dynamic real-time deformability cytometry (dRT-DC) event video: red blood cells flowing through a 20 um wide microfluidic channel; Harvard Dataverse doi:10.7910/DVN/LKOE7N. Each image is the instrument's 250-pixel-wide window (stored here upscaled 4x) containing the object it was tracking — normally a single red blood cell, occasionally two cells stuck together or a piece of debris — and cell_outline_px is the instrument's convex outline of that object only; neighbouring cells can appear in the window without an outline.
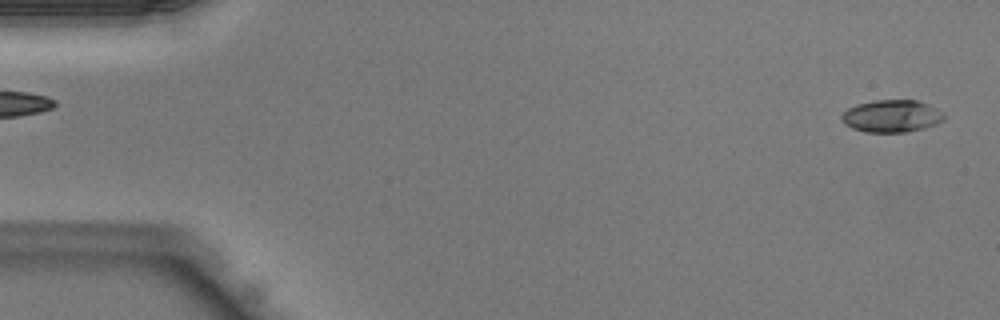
{"species": "Egyptian fruit bat (a non-hibernating species)", "species_latin": "Rousettus aegyptiacus", "temperature_condition": "warm", "stored_images_in_passage": 42, "camera_frame_rate_fps": 3000, "um_per_image_px": 0.085, "animal": {"sex": "male"}, "frame": {"image": 1, "passage_image": 1, "time_ms": 0.0, "image_size_px": [1000, 320], "cell_outline_px": [[944, 120], [936, 124], [924, 128], [904, 132], [864, 132], [852, 128], [844, 124], [840, 116], [848, 108], [856, 104], [872, 100], [916, 100], [928, 104], [936, 108], [944, 116]], "centroid_in_image_um": [75.76, 9.86], "position_along_channel_um": 9.2, "area_um2": 19.31}}
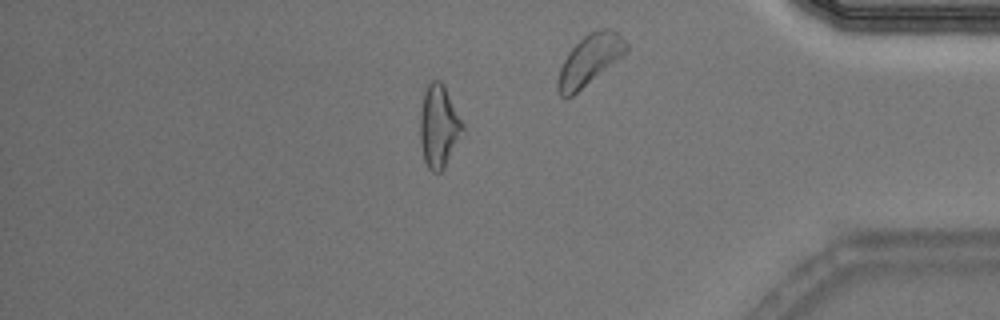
{"frame": {"image": 2, "passage_image": 36, "time_ms": 11.667, "image_size_px": [1000, 320], "cell_outline_px": [[464, 128], [444, 168], [440, 172], [432, 172], [428, 168], [424, 160], [420, 144], [420, 108], [424, 92], [428, 84], [432, 80], [440, 80], [444, 84], [464, 124]], "centroid_in_image_um": [37.28, 10.71], "position_along_channel_um": 397.9, "area_um2": 20.46}}